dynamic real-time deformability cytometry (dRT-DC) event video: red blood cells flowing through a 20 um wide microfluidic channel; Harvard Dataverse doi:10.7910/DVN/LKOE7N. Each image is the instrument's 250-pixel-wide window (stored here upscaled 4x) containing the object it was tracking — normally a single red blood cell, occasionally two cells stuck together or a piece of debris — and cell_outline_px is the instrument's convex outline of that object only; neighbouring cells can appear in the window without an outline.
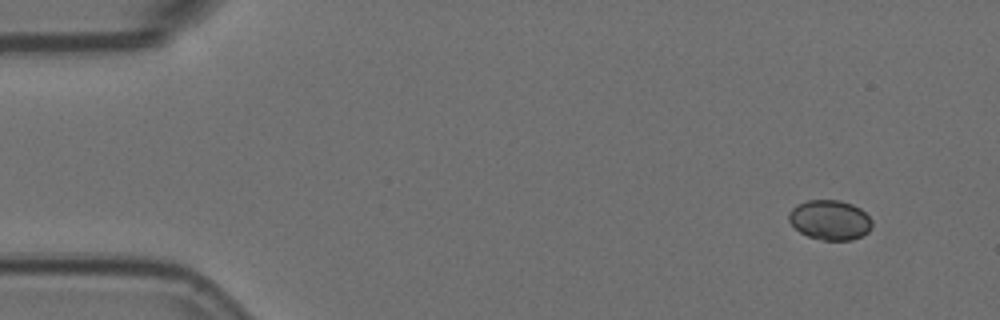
{"species": "Egyptian fruit bat (a non-hibernating species)", "species_latin": "Rousettus aegyptiacus", "temperature_condition": "room temperature", "stored_images_in_passage": 5, "camera_frame_rate_fps": 3000, "um_per_image_px": 0.085, "animal": {"sex": "female"}, "frame": {"image": 1, "passage_image": 1, "time_ms": 0.0, "image_size_px": [1000, 320], "cell_outline_px": [[872, 228], [868, 232], [852, 240], [824, 240], [808, 236], [800, 232], [788, 220], [788, 212], [796, 204], [808, 200], [840, 200], [852, 204], [860, 208], [872, 220]], "centroid_in_image_um": [70.54, 18.69], "position_along_channel_um": 14.5, "area_um2": 19.36}}
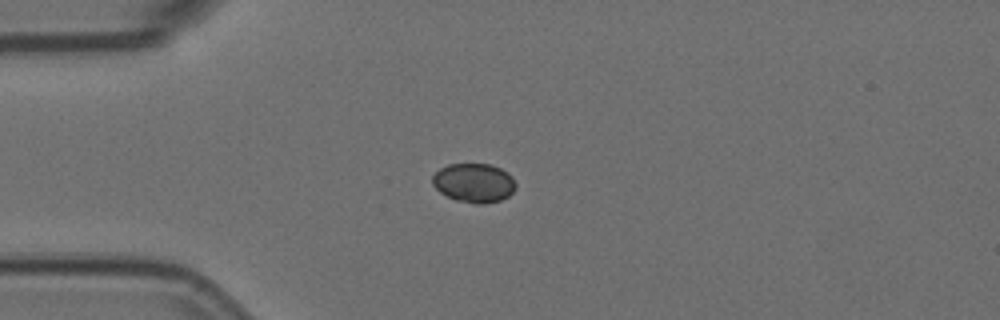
{"frame": {"image": 2, "passage_image": 4, "time_ms": 1.0, "image_size_px": [1000, 320], "cell_outline_px": [[516, 188], [508, 196], [500, 200], [484, 204], [476, 204], [456, 200], [440, 192], [432, 184], [432, 176], [440, 168], [448, 164], [492, 164], [508, 172], [512, 176], [516, 184]], "centroid_in_image_um": [40.3, 15.54], "position_along_channel_um": 44.7, "area_um2": 19.07}}
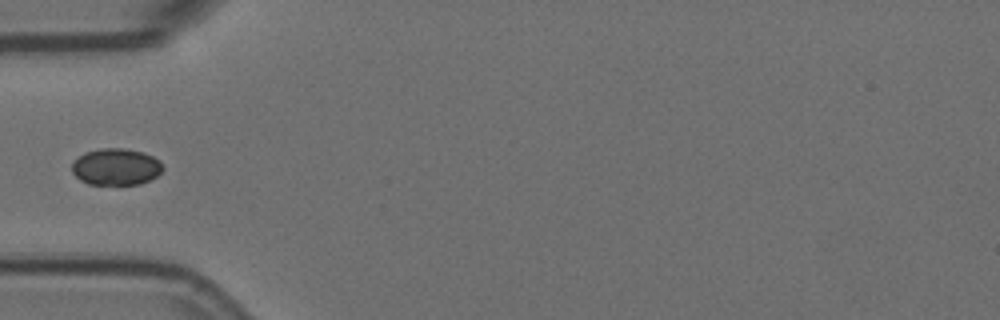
{"frame": {"image": 3, "passage_image": 5, "time_ms": 1.333, "image_size_px": [1000, 320], "cell_outline_px": [[164, 168], [156, 176], [140, 184], [88, 184], [80, 180], [72, 172], [72, 164], [84, 152], [100, 148], [124, 148], [144, 152], [160, 160]], "centroid_in_image_um": [9.87, 14.17], "position_along_channel_um": 75.1, "area_um2": 19.42}}